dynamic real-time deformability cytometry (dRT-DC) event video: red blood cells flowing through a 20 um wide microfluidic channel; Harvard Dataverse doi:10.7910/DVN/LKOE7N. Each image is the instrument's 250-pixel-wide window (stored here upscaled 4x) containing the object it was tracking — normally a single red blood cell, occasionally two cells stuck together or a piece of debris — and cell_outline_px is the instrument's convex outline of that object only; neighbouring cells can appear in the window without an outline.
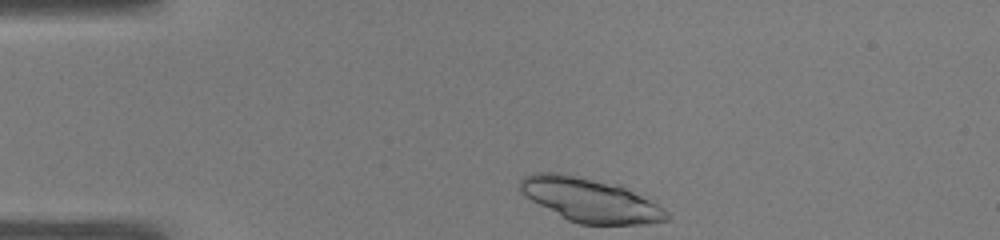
{"species": "common noctule bat (a hibernating species)", "species_latin": "Nyctalus noctula", "temperature_condition": "warm", "stored_images_in_passage": 35, "camera_frame_rate_fps": 3000, "um_per_image_px": 0.085, "animal": {"sex": "male", "body_mass_g": 19.0, "forearm_length_mm": 50.8}, "frame": {"image": 1, "passage_image": 1, "time_ms": 0.0, "image_size_px": [1000, 240], "cell_outline_px": [[668, 220], [648, 224], [580, 224], [568, 220], [532, 200], [520, 192], [520, 180], [524, 176], [532, 172], [560, 172], [620, 184], [664, 208], [668, 212]], "centroid_in_image_um": [50.17, 16.98], "position_along_channel_um": 34.8, "area_um2": 37.45}}
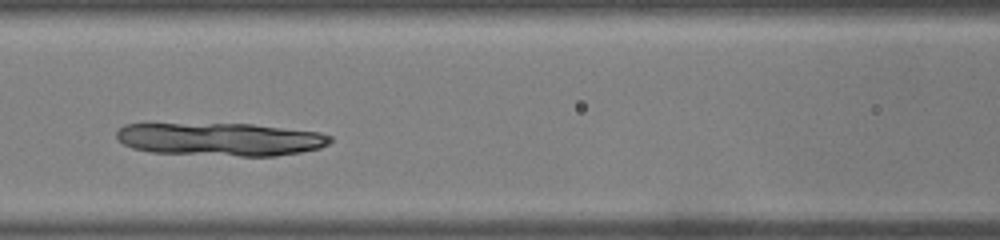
{"frame": {"image": 2, "passage_image": 13, "time_ms": 4.0, "image_size_px": [1000, 240], "cell_outline_px": [[332, 140], [328, 144], [320, 148], [300, 152], [276, 156], [240, 156], [152, 152], [132, 148], [116, 140], [116, 132], [124, 124], [252, 124], [320, 132], [332, 136]], "centroid_in_image_um": [18.75, 11.84], "position_along_channel_um": 147.9, "area_um2": 41.15}}